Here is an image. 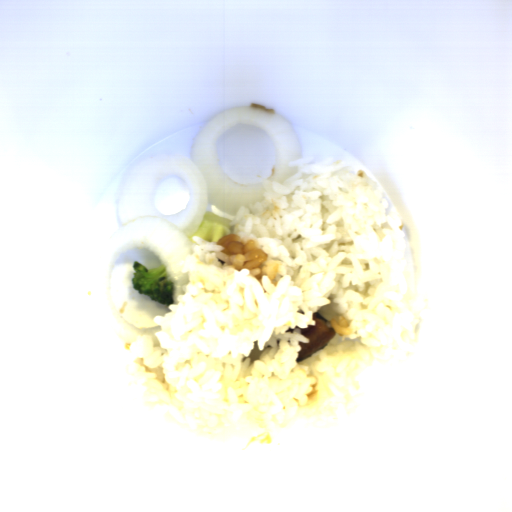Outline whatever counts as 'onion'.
<instances>
[{
	"instance_id": "06740285",
	"label": "onion",
	"mask_w": 512,
	"mask_h": 512,
	"mask_svg": "<svg viewBox=\"0 0 512 512\" xmlns=\"http://www.w3.org/2000/svg\"><path fill=\"white\" fill-rule=\"evenodd\" d=\"M238 124L254 125L270 137L275 148L271 176L252 184L231 179L221 168L216 140ZM304 159L296 129L284 117L256 106H233L218 113L198 132L190 158L179 153H157L130 165L119 196L116 227L101 245L96 261V285L100 301L129 326L162 327L154 318L173 312L150 296L139 293L132 282L135 262L147 269L165 265L174 281L172 299L185 295L190 271L182 272L179 261L193 255L190 236L206 211L234 219L240 206L265 199L264 180L282 182L297 173L289 162ZM177 176L187 184L190 196L184 211L164 215L152 204L162 180ZM165 317V316H164Z\"/></svg>"
}]
</instances>
